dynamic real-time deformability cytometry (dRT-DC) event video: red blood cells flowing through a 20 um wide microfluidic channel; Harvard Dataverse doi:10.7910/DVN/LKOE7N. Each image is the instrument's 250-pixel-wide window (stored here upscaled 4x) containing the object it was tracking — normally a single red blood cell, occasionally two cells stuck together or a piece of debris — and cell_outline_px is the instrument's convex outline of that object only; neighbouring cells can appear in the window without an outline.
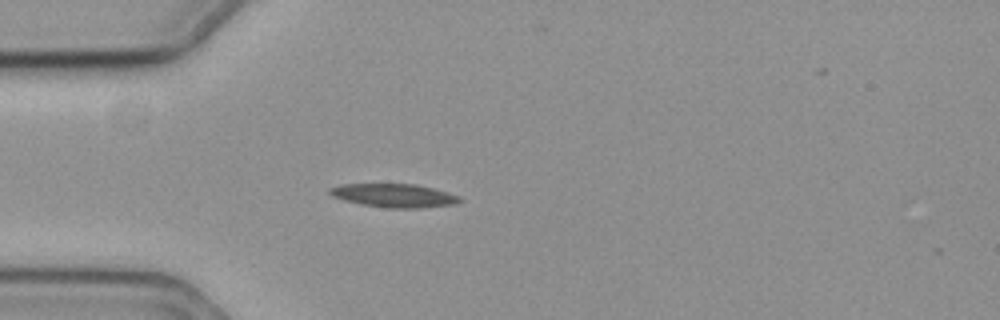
{"species": "common noctule bat (a hibernating species)", "species_latin": "Nyctalus noctula", "temperature_condition": "cold", "stored_images_in_passage": 44, "camera_frame_rate_fps": 3000, "um_per_image_px": 0.085, "animal": {"sex": "female", "body_mass_g": 19.3, "forearm_length_mm": 54.1}, "frame": {"image": 1, "passage_image": 1, "time_ms": 0.0, "image_size_px": [1000, 320], "cell_outline_px": [[464, 200], [456, 204], [420, 208], [388, 208], [360, 204], [344, 200], [332, 196], [328, 192], [328, 188], [340, 184], [416, 184], [448, 192], [460, 196]], "centroid_in_image_um": [33.51, 16.62], "position_along_channel_um": 51.5, "area_um2": 17.98}}
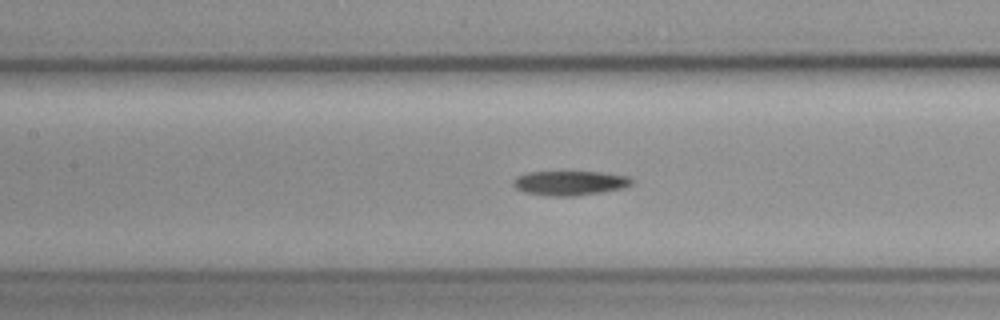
{"frame": {"image": 2, "passage_image": 11, "time_ms": 3.333, "image_size_px": [1000, 320], "cell_outline_px": [[632, 184], [624, 188], [604, 192], [576, 196], [548, 196], [524, 192], [516, 188], [512, 184], [512, 180], [516, 176], [528, 172], [600, 172], [628, 176], [632, 180]], "centroid_in_image_um": [48.42, 15.56], "position_along_channel_um": 159.0, "area_um2": 17.05}}
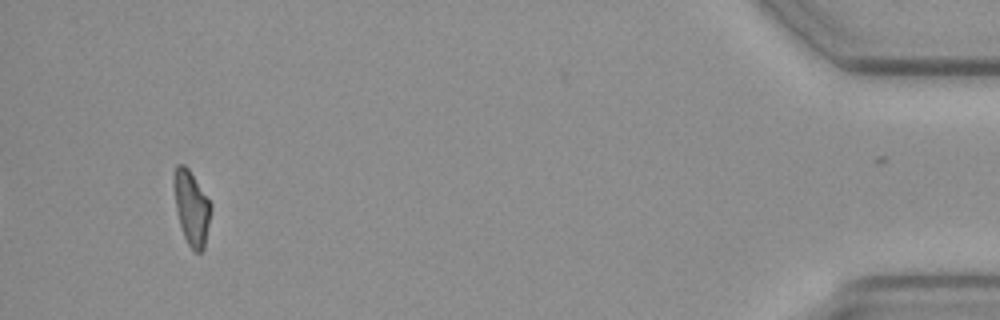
{"frame": {"image": 3, "passage_image": 40, "time_ms": 13.0, "image_size_px": [1000, 320], "cell_outline_px": [[212, 208], [204, 248], [200, 252], [196, 252], [188, 244], [184, 236], [180, 224], [176, 208], [176, 164], [184, 164], [188, 168], [212, 204]], "centroid_in_image_um": [16.33, 17.71], "position_along_channel_um": 418.9, "area_um2": 15.32}}